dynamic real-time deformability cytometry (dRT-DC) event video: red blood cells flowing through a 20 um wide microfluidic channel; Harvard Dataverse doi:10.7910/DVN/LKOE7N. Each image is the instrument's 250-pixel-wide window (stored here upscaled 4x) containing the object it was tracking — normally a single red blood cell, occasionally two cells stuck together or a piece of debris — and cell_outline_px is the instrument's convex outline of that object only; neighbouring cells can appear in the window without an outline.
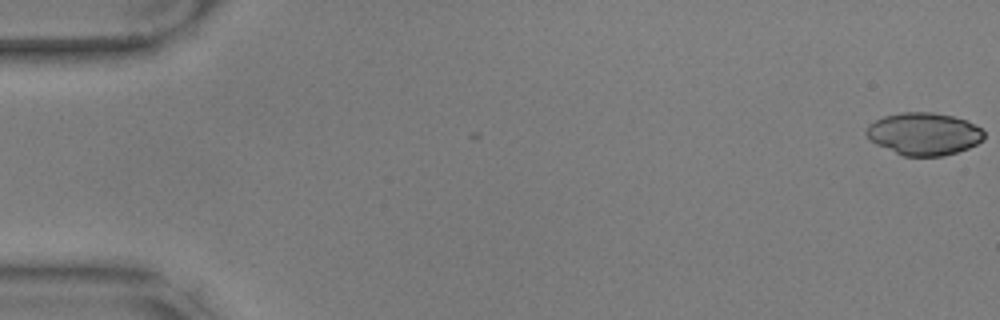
{"species": "common noctule bat (a hibernating species)", "species_latin": "Nyctalus noctula", "temperature_condition": "warm", "stored_images_in_passage": 4, "camera_frame_rate_fps": 3000, "um_per_image_px": 0.085, "animal": {"sex": "male", "body_mass_g": 17.9, "forearm_length_mm": 54.2}, "frame": {"image": 1, "passage_image": 1, "time_ms": 0.0, "image_size_px": [1000, 320], "cell_outline_px": [[984, 140], [968, 148], [944, 156], [904, 156], [876, 144], [864, 132], [868, 124], [884, 116], [900, 112], [932, 112], [952, 116], [968, 120], [980, 128], [984, 132]], "centroid_in_image_um": [78.54, 11.37], "position_along_channel_um": 6.5, "area_um2": 29.13}}